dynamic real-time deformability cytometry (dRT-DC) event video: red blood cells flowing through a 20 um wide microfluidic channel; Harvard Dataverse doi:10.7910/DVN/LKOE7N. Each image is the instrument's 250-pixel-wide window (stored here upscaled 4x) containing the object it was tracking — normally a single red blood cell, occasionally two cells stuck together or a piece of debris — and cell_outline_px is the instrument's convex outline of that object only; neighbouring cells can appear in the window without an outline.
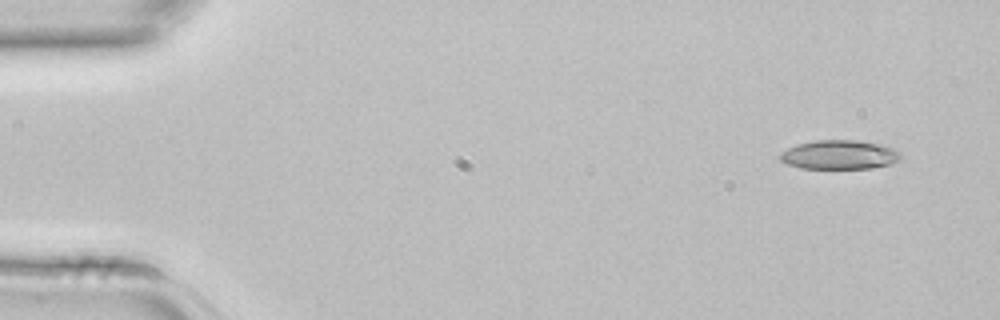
{"species": "common noctule bat (a hibernating species)", "species_latin": "Nyctalus noctula", "temperature_condition": "room temperature", "stored_images_in_passage": 4, "camera_frame_rate_fps": 3000, "um_per_image_px": 0.085, "animal": {"sex": "female", "body_mass_g": 22.7, "forearm_length_mm": 54.2}, "frame": {"image": 1, "passage_image": 1, "time_ms": 0.0, "image_size_px": [1000, 320], "cell_outline_px": [[904, 156], [900, 160], [892, 164], [872, 168], [800, 168], [788, 164], [780, 160], [780, 152], [796, 144], [816, 140], [860, 140], [884, 144], [896, 148]], "centroid_in_image_um": [71.43, 13.14], "position_along_channel_um": 13.6, "area_um2": 20.87}}